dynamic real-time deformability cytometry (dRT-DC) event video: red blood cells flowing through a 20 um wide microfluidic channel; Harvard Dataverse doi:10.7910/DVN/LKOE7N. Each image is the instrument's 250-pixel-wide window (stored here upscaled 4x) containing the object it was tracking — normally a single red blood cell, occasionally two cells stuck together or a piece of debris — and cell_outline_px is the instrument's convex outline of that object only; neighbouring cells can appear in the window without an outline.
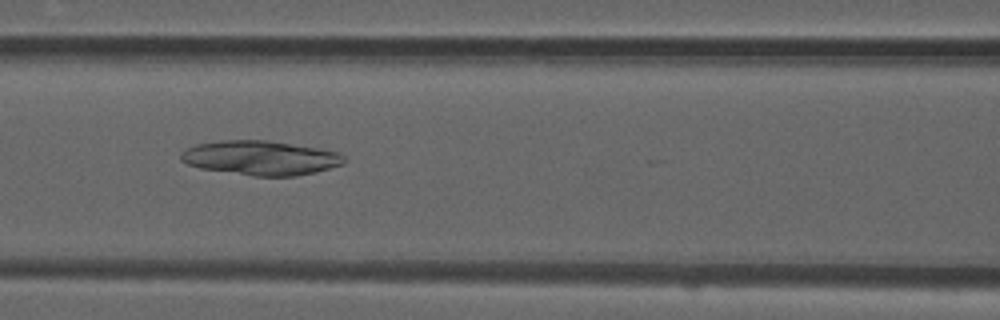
{"species": "common noctule bat (a hibernating species)", "species_latin": "Nyctalus noctula", "temperature_condition": "room temperature", "stored_images_in_passage": 12, "camera_frame_rate_fps": 3000, "um_per_image_px": 0.085, "animal": {"sex": "male", "forearm_length_mm": 52.5}, "frame": {"image": 1, "passage_image": 7, "time_ms": 2.0, "image_size_px": [1000, 320], "cell_outline_px": [[344, 164], [316, 172], [296, 176], [252, 176], [200, 168], [188, 164], [180, 160], [180, 152], [196, 144], [224, 140], [264, 140], [316, 148], [336, 152], [344, 156]], "centroid_in_image_um": [22.12, 13.43], "position_along_channel_um": 144.5, "area_um2": 32.48}}
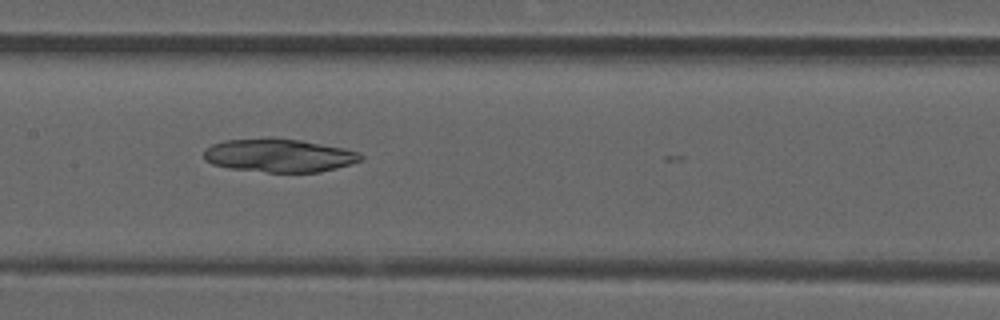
{"frame": {"image": 2, "passage_image": 10, "time_ms": 3.0, "image_size_px": [1000, 320], "cell_outline_px": [[364, 156], [360, 160], [336, 168], [320, 172], [268, 172], [228, 168], [212, 164], [204, 160], [204, 148], [212, 144], [224, 140], [268, 136], [272, 136], [300, 140], [344, 148], [360, 152]], "centroid_in_image_um": [23.67, 13.19], "position_along_channel_um": 183.7, "area_um2": 30.92}}